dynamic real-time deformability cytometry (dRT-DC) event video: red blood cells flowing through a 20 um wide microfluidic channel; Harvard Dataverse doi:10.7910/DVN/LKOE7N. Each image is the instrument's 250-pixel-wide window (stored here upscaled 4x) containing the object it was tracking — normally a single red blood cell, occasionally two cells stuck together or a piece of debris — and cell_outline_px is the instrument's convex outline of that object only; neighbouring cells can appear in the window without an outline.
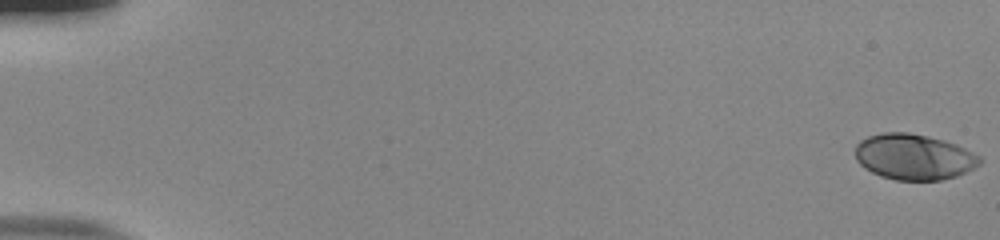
{"species": "human", "species_latin": "Homo sapiens", "temperature_condition": "room temperature", "stored_images_in_passage": 49, "camera_frame_rate_fps": 3000, "um_per_image_px": 0.085, "donor": {"sex": "male"}, "frame": {"image": 1, "passage_image": 1, "time_ms": 0.0, "image_size_px": [1000, 240], "cell_outline_px": [[984, 160], [980, 164], [956, 176], [940, 180], [896, 180], [880, 176], [864, 168], [856, 160], [856, 144], [860, 140], [868, 136], [884, 132], [908, 132], [928, 136], [944, 140], [956, 144], [980, 156]], "centroid_in_image_um": [77.67, 13.33], "position_along_channel_um": 7.3, "area_um2": 33.23}}
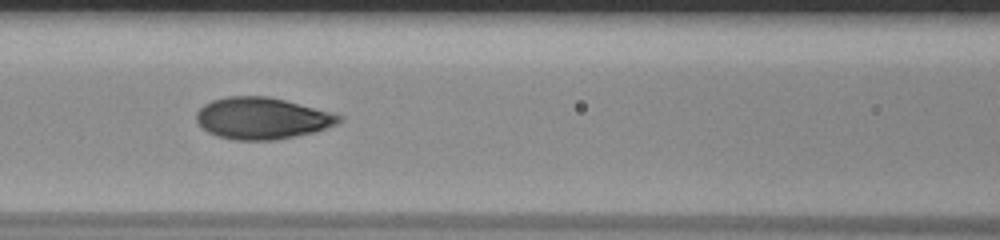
{"frame": {"image": 2, "passage_image": 26, "time_ms": 8.333, "image_size_px": [1000, 240], "cell_outline_px": [[344, 120], [336, 124], [316, 132], [276, 140], [232, 140], [216, 136], [208, 132], [196, 120], [196, 112], [204, 104], [212, 100], [228, 96], [268, 96], [284, 100], [344, 116]], "centroid_in_image_um": [22.27, 10.06], "position_along_channel_um": 144.3, "area_um2": 34.62}}
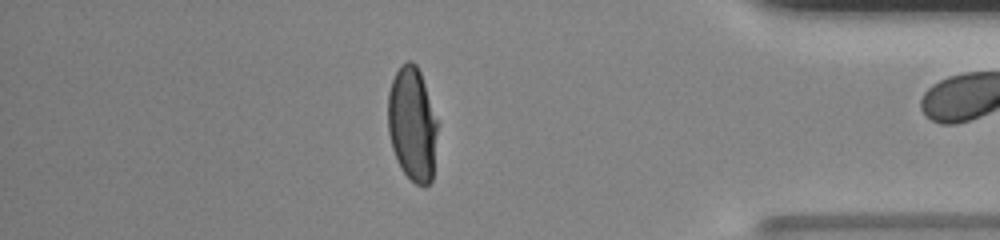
{"frame": {"image": 3, "passage_image": 48, "time_ms": 15.667, "image_size_px": [1000, 240], "cell_outline_px": [[436, 132], [432, 180], [424, 188], [416, 184], [400, 168], [392, 148], [388, 132], [388, 92], [392, 80], [400, 64], [408, 60], [412, 60], [416, 64], [420, 72], [436, 120]], "centroid_in_image_um": [35.01, 10.54], "position_along_channel_um": 400.2, "area_um2": 32.6}}